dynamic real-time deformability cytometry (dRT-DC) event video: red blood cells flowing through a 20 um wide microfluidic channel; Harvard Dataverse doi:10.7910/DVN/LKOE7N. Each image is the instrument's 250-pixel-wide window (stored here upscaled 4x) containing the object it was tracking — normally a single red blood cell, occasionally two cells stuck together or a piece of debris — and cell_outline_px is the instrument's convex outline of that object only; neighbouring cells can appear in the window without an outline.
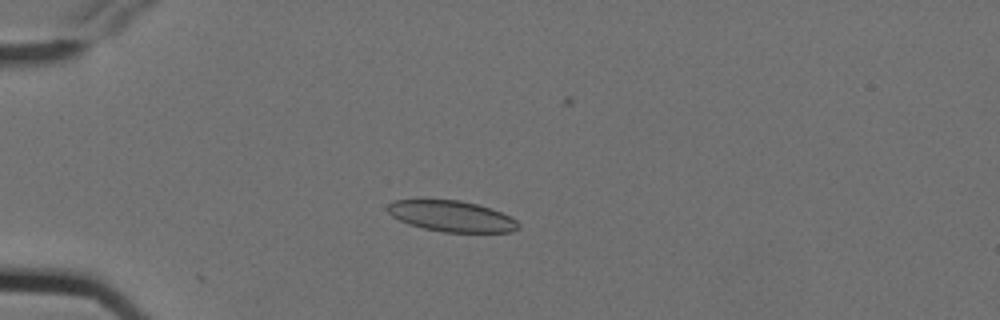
{"species": "Egyptian fruit bat (a non-hibernating species)", "species_latin": "Rousettus aegyptiacus", "temperature_condition": "cold", "stored_images_in_passage": 15, "camera_frame_rate_fps": 3000, "um_per_image_px": 0.085, "animal": {"sex": "female"}, "frame": {"image": 1, "passage_image": 4, "time_ms": 1.0, "image_size_px": [1000, 320], "cell_outline_px": [[520, 228], [512, 232], [444, 232], [424, 228], [408, 224], [392, 216], [388, 212], [388, 204], [392, 200], [460, 200], [476, 204], [500, 212], [516, 220], [520, 224]], "centroid_in_image_um": [38.39, 18.38], "position_along_channel_um": 46.6, "area_um2": 23.35}}
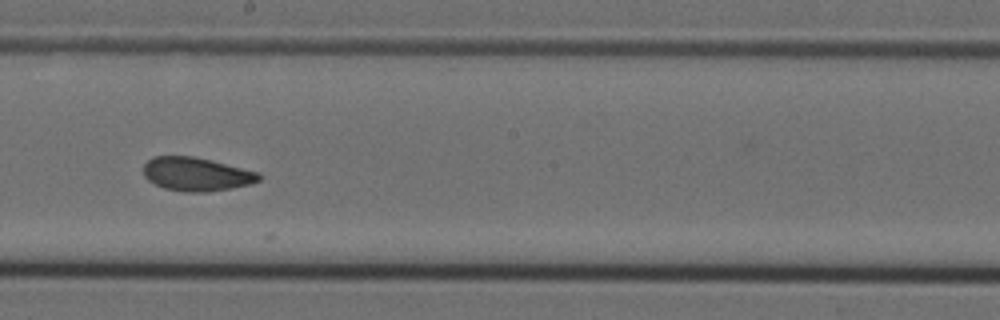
{"frame": {"image": 2, "passage_image": 9, "time_ms": 2.667, "image_size_px": [1000, 320], "cell_outline_px": [[260, 180], [252, 184], [208, 192], [184, 192], [164, 188], [148, 180], [144, 176], [144, 164], [152, 156], [192, 156], [212, 160], [260, 172]], "centroid_in_image_um": [16.71, 14.8], "position_along_channel_um": 231.5, "area_um2": 22.72}}
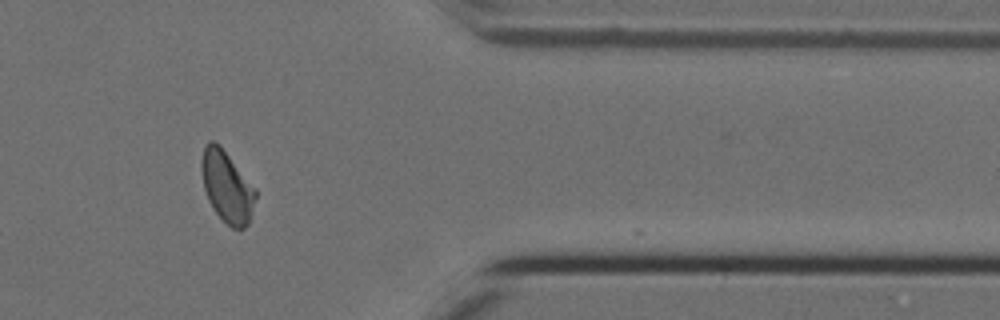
{"frame": {"image": 3, "passage_image": 13, "time_ms": 4.0, "image_size_px": [1000, 320], "cell_outline_px": [[256, 196], [248, 224], [244, 228], [232, 228], [212, 208], [208, 200], [204, 188], [200, 168], [200, 160], [204, 144], [208, 140], [212, 140], [220, 144], [256, 188]], "centroid_in_image_um": [19.26, 15.8], "position_along_channel_um": 392.1, "area_um2": 22.66}}